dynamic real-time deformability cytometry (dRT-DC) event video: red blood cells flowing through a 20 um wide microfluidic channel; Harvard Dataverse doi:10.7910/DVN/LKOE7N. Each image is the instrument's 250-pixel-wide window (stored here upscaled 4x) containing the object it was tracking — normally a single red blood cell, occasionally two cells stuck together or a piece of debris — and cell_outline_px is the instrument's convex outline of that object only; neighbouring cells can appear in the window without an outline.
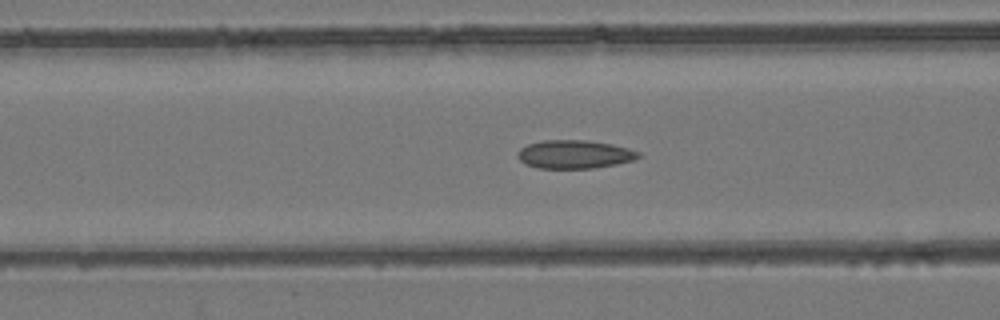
{"species": "common noctule bat (a hibernating species)", "species_latin": "Nyctalus noctula", "temperature_condition": "room temperature", "stored_images_in_passage": 53, "camera_frame_rate_fps": 3000, "um_per_image_px": 0.085, "animal": {"sex": "female", "body_mass_g": 24.6, "forearm_length_mm": 56.2}, "frame": {"image": 1, "passage_image": 21, "time_ms": 6.667, "image_size_px": [1000, 320], "cell_outline_px": [[644, 156], [632, 160], [616, 164], [592, 168], [540, 168], [524, 164], [516, 156], [516, 152], [520, 148], [528, 144], [544, 140], [588, 140], [612, 144], [628, 148], [640, 152]], "centroid_in_image_um": [48.83, 13.11], "position_along_channel_um": 117.8, "area_um2": 20.11}}
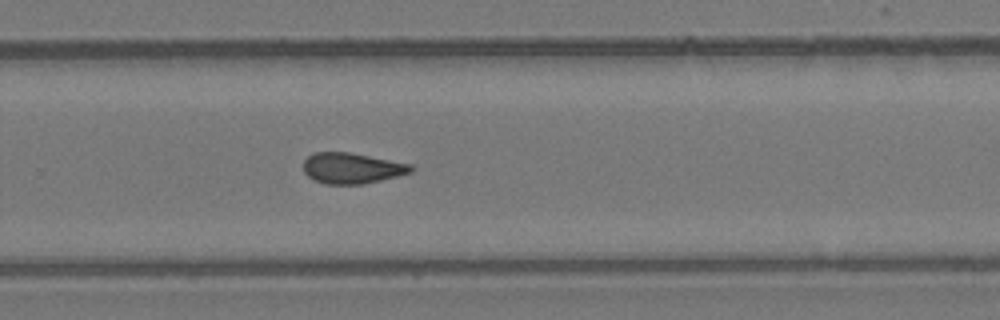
{"frame": {"image": 2, "passage_image": 35, "time_ms": 11.333, "image_size_px": [1000, 320], "cell_outline_px": [[416, 168], [412, 172], [364, 184], [324, 184], [312, 180], [304, 172], [304, 160], [308, 156], [316, 152], [348, 152], [412, 164]], "centroid_in_image_um": [29.91, 14.3], "position_along_channel_um": 299.9, "area_um2": 19.31}}
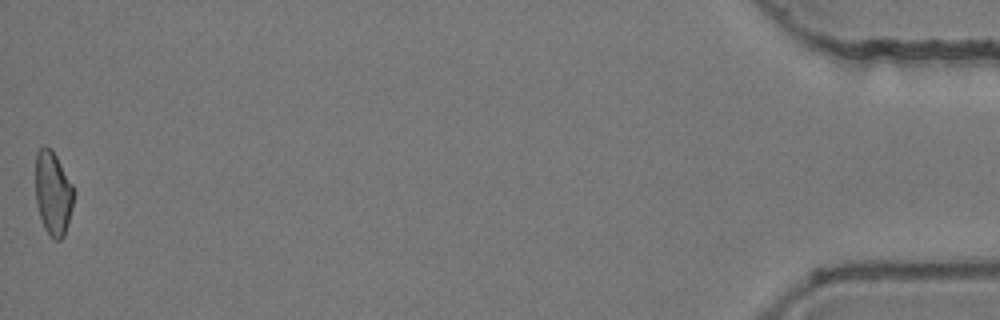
{"frame": {"image": 3, "passage_image": 53, "time_ms": 17.333, "image_size_px": [1000, 320], "cell_outline_px": [[76, 192], [68, 224], [64, 236], [60, 240], [52, 240], [44, 228], [36, 204], [36, 152], [40, 148], [48, 148], [56, 156], [72, 184]], "centroid_in_image_um": [4.52, 16.49], "position_along_channel_um": 430.7, "area_um2": 18.67}, "authors_computed_cell_mechanics": {"area_um2": 19.652, "velocity_mm_per_s": 3.9014, "shape_relaxation_time_tau1_ms": null, "shape_relaxation_time_tau2_ms": 4.2269, "deformation_change_tau1": null, "deformation_change_tau2": 0.11}}